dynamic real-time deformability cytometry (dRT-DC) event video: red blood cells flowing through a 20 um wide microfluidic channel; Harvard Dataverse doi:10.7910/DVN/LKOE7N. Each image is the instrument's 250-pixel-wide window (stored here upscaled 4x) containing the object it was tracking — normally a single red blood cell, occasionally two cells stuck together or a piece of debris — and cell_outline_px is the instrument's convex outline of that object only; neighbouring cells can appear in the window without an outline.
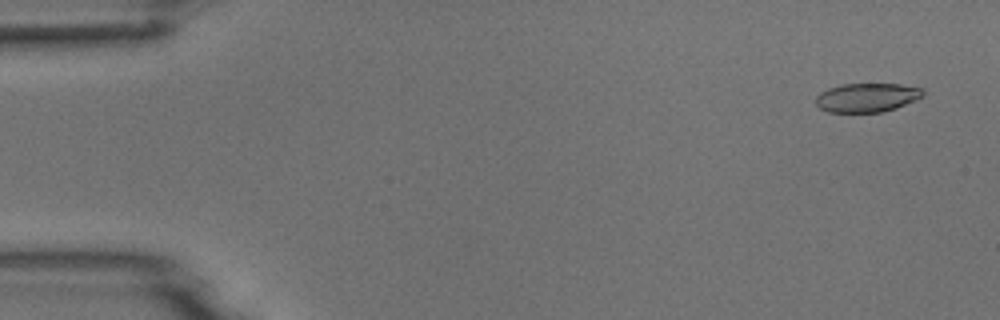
{"species": "common noctule bat (a hibernating species)", "species_latin": "Nyctalus noctula", "temperature_condition": "room temperature", "stored_images_in_passage": 5, "camera_frame_rate_fps": 3000, "um_per_image_px": 0.085, "animal": {"sex": "male", "body_mass_g": 18.8}, "frame": {"image": 1, "passage_image": 1, "time_ms": 0.0, "image_size_px": [1000, 320], "cell_outline_px": [[924, 96], [896, 108], [880, 112], [828, 112], [820, 108], [816, 104], [816, 96], [820, 92], [828, 88], [840, 84], [900, 84], [924, 88]], "centroid_in_image_um": [73.69, 8.28], "position_along_channel_um": 11.3, "area_um2": 18.15}}
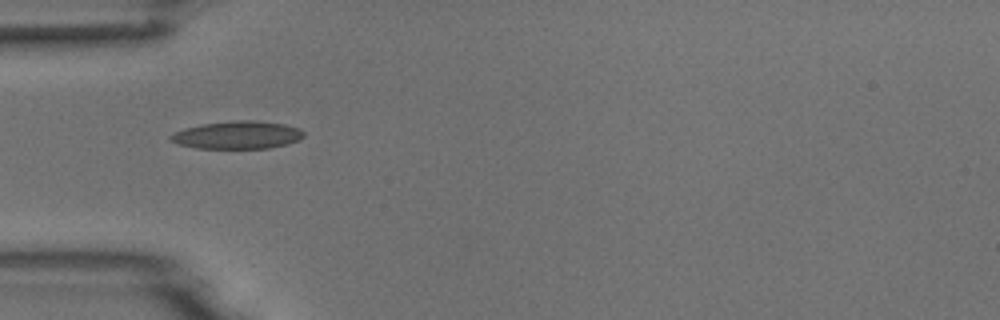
{"frame": {"image": 2, "passage_image": 5, "time_ms": 1.333, "image_size_px": [1000, 320], "cell_outline_px": [[304, 136], [300, 140], [288, 144], [268, 148], [196, 148], [176, 144], [168, 136], [184, 128], [200, 124], [236, 120], [252, 120], [284, 124], [300, 128], [304, 132]], "centroid_in_image_um": [20.2, 11.47], "position_along_channel_um": 64.8, "area_um2": 21.62}}